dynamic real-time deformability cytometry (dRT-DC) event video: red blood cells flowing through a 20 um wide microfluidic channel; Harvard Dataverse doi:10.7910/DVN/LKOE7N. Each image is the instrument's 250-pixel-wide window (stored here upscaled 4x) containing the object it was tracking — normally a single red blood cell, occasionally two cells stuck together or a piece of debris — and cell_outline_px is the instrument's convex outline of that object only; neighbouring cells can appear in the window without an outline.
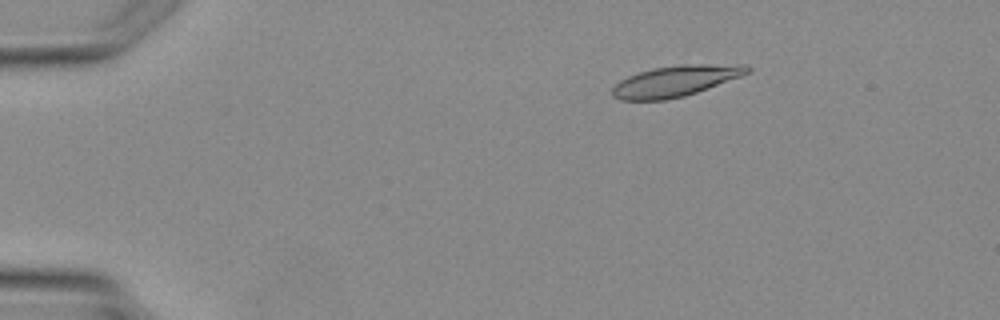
{"species": "Egyptian fruit bat (a non-hibernating species)", "species_latin": "Rousettus aegyptiacus", "temperature_condition": "warm", "stored_images_in_passage": 3, "camera_frame_rate_fps": 3000, "um_per_image_px": 0.085, "animal": {"sex": "female"}, "frame": {"image": 1, "passage_image": 2, "time_ms": 1.0, "image_size_px": [1000, 320], "cell_outline_px": [[752, 68], [748, 72], [740, 76], [696, 92], [684, 96], [664, 100], [620, 100], [612, 96], [612, 88], [620, 80], [628, 76], [652, 68], [680, 64], [744, 64]], "centroid_in_image_um": [57.39, 6.88], "position_along_channel_um": 27.6, "area_um2": 24.16}}